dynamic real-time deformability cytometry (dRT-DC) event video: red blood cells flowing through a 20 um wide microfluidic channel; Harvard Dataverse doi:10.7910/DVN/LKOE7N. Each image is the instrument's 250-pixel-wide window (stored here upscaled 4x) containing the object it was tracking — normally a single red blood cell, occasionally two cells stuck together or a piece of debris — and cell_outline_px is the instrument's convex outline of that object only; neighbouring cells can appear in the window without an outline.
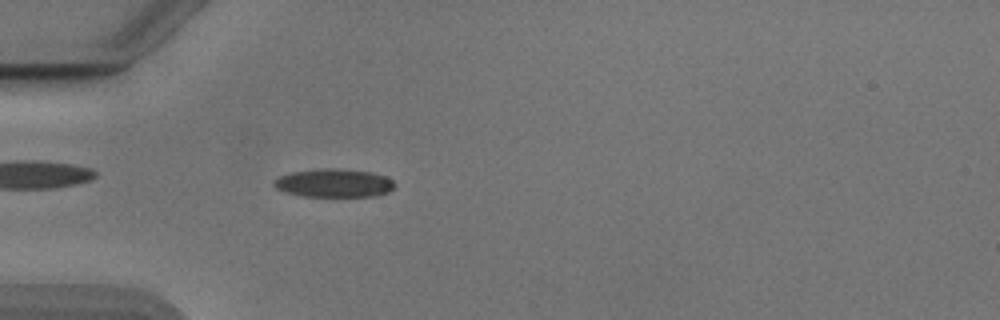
{"species": "Egyptian fruit bat (a non-hibernating species)", "species_latin": "Rousettus aegyptiacus", "temperature_condition": "cold", "stored_images_in_passage": 14, "camera_frame_rate_fps": 3000, "um_per_image_px": 0.085, "animal": {"sex": "male"}, "frame": {"image": 1, "passage_image": 10, "time_ms": 3.0, "image_size_px": [1000, 320], "cell_outline_px": [[396, 184], [388, 192], [376, 196], [304, 196], [288, 192], [276, 188], [272, 184], [272, 180], [280, 176], [292, 172], [324, 168], [332, 168], [372, 172], [384, 176], [392, 180]], "centroid_in_image_um": [28.38, 15.56], "position_along_channel_um": 56.6, "area_um2": 19.77}}
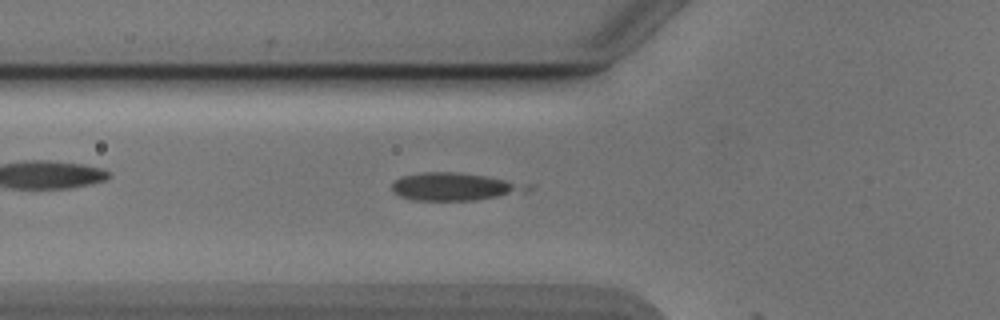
{"frame": {"image": 2, "passage_image": 13, "time_ms": 4.0, "image_size_px": [1000, 320], "cell_outline_px": [[532, 188], [528, 192], [472, 200], [416, 200], [400, 196], [392, 188], [392, 184], [396, 180], [404, 176], [424, 172], [456, 172], [484, 176], [532, 184]], "centroid_in_image_um": [38.72, 15.86], "position_along_channel_um": 87.1, "area_um2": 21.62}}